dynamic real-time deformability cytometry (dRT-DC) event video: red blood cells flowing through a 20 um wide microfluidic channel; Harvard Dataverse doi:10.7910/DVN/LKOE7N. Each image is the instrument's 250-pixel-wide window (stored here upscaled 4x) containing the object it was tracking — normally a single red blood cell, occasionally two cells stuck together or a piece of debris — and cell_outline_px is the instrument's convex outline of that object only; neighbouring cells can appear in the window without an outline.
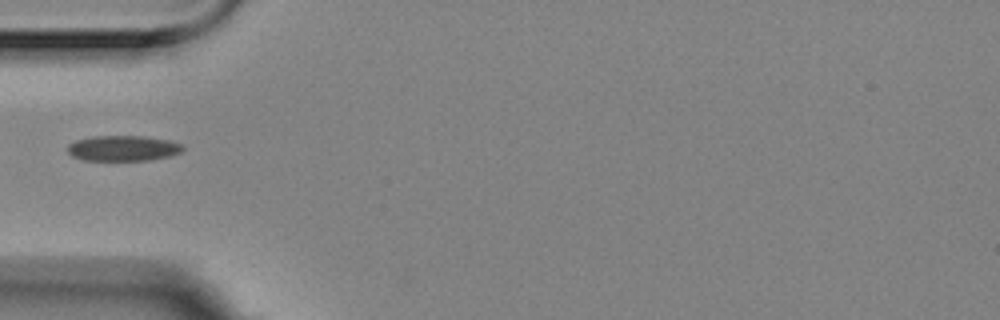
{"species": "Egyptian fruit bat (a non-hibernating species)", "species_latin": "Rousettus aegyptiacus", "temperature_condition": "room temperature", "stored_images_in_passage": 11, "camera_frame_rate_fps": 3000, "um_per_image_px": 0.085, "animal": {"sex": "female"}, "frame": {"image": 1, "passage_image": 3, "time_ms": 0.667, "image_size_px": [1000, 320], "cell_outline_px": [[184, 148], [180, 152], [172, 156], [152, 160], [84, 160], [72, 156], [68, 152], [68, 144], [76, 140], [92, 136], [144, 136], [168, 140], [184, 144]], "centroid_in_image_um": [10.49, 12.6], "position_along_channel_um": 74.5, "area_um2": 17.22}}
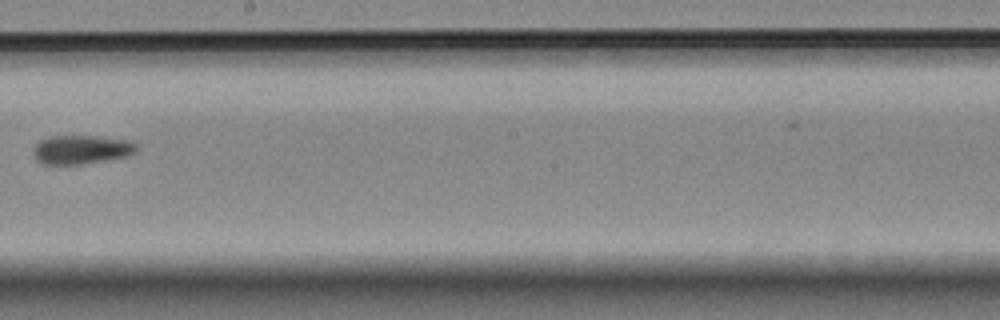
{"frame": {"image": 2, "passage_image": 7, "time_ms": 2.0, "image_size_px": [1000, 320], "cell_outline_px": [[136, 152], [128, 156], [84, 164], [40, 164], [36, 160], [36, 144], [40, 140], [48, 136], [92, 136], [132, 140], [136, 144]], "centroid_in_image_um": [6.95, 12.71], "position_along_channel_um": 241.2, "area_um2": 17.28}}
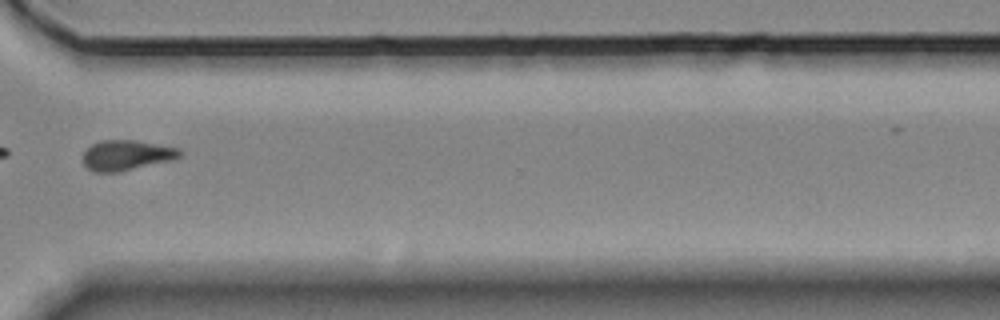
{"frame": {"image": 3, "passage_image": 10, "time_ms": 3.0, "image_size_px": [1000, 320], "cell_outline_px": [[180, 156], [172, 160], [120, 172], [96, 172], [88, 168], [84, 164], [84, 152], [92, 144], [100, 140], [136, 140], [180, 148]], "centroid_in_image_um": [10.76, 13.19], "position_along_channel_um": 359.8, "area_um2": 16.99}}